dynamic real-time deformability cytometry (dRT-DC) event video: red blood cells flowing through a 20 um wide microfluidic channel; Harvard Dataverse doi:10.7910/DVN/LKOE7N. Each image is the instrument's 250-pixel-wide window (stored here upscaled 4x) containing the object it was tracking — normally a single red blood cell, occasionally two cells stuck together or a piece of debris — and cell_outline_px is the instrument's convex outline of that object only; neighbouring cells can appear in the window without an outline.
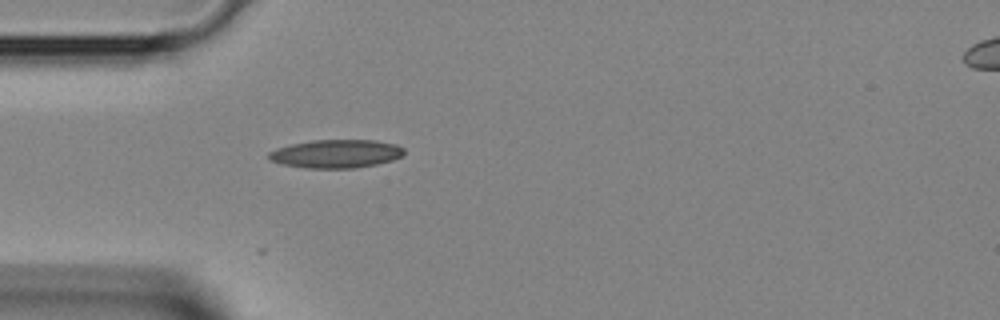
{"species": "Egyptian fruit bat (a non-hibernating species)", "species_latin": "Rousettus aegyptiacus", "temperature_condition": "room temperature", "stored_images_in_passage": 4, "segment_of_instrument_passage": [1, 2], "camera_frame_rate_fps": 3000, "um_per_image_px": 0.085, "animal": {"sex": "female"}, "frame": {"image": 1, "passage_image": 3, "time_ms": 0.667, "image_size_px": [1000, 320], "cell_outline_px": [[404, 156], [392, 160], [376, 164], [352, 168], [308, 168], [280, 164], [268, 160], [268, 152], [276, 148], [292, 144], [312, 140], [376, 140], [396, 144], [404, 148]], "centroid_in_image_um": [28.56, 13.06], "position_along_channel_um": 56.4, "area_um2": 22.48}}